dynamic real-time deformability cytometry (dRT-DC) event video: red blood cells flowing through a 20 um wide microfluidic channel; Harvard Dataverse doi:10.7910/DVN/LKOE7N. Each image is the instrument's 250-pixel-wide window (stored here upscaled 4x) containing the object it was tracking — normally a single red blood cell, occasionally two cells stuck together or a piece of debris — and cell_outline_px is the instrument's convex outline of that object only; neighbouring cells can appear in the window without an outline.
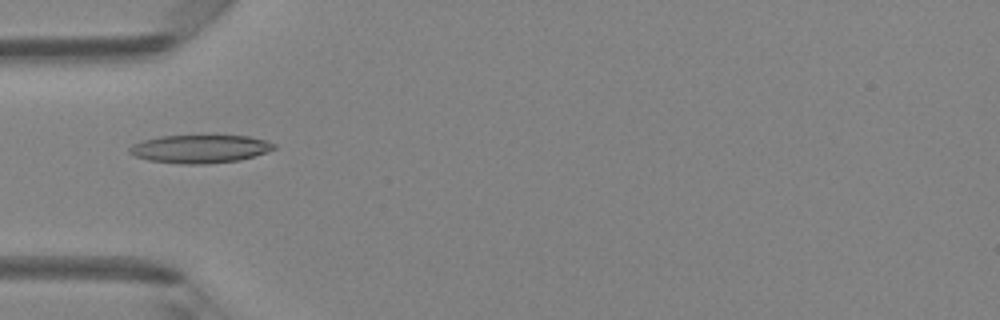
{"species": "Egyptian fruit bat (a non-hibernating species)", "species_latin": "Rousettus aegyptiacus", "temperature_condition": "room temperature", "stored_images_in_passage": 49, "camera_frame_rate_fps": 3000, "um_per_image_px": 0.085, "animal": {"sex": "female"}, "frame": {"image": 1, "passage_image": 16, "time_ms": 5.0, "image_size_px": [1000, 320], "cell_outline_px": [[276, 148], [256, 156], [240, 160], [204, 164], [184, 164], [148, 160], [136, 156], [128, 152], [128, 148], [132, 144], [144, 140], [160, 136], [248, 136], [264, 140], [276, 144]], "centroid_in_image_um": [17.0, 12.66], "position_along_channel_um": 68.0, "area_um2": 23.58}}
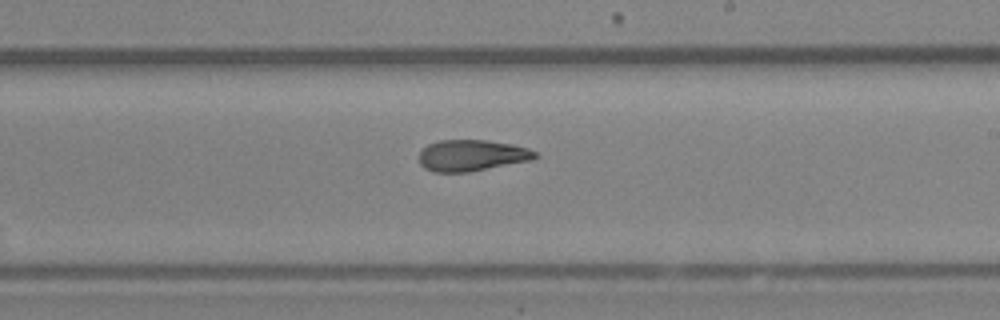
{"frame": {"image": 2, "passage_image": 29, "time_ms": 9.333, "image_size_px": [1000, 320], "cell_outline_px": [[540, 156], [532, 160], [468, 172], [432, 172], [424, 168], [420, 164], [420, 152], [428, 144], [440, 140], [484, 140], [512, 144], [528, 148], [536, 152]], "centroid_in_image_um": [40.11, 13.21], "position_along_channel_um": 248.9, "area_um2": 21.15}}
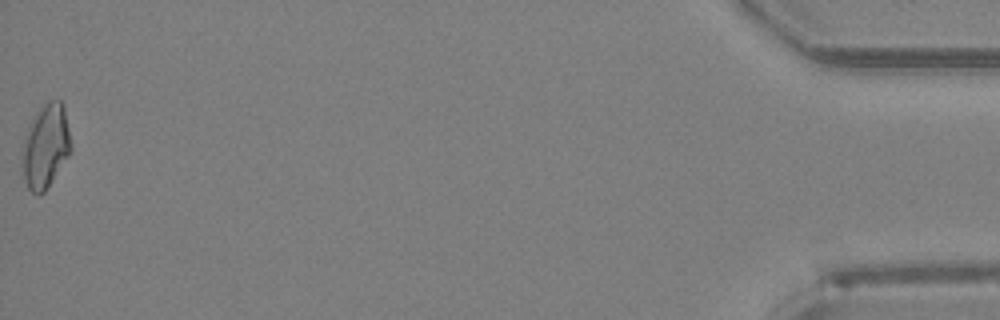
{"frame": {"image": 3, "passage_image": 49, "time_ms": 16.0, "image_size_px": [1000, 320], "cell_outline_px": [[72, 152], [44, 192], [36, 196], [28, 188], [24, 180], [20, 160], [24, 140], [28, 124], [36, 112], [48, 100], [60, 100], [64, 104], [72, 144]], "centroid_in_image_um": [3.88, 12.43], "position_along_channel_um": 431.3, "area_um2": 24.39}, "authors_computed_cell_mechanics": {"area_um2": 21.9062, "velocity_mm_per_s": 4.1963, "shape_relaxation_time_tau1_ms": null, "shape_relaxation_time_tau2_ms": 3.9398, "deformation_change_tau1": null, "deformation_change_tau2": 0.1166}}